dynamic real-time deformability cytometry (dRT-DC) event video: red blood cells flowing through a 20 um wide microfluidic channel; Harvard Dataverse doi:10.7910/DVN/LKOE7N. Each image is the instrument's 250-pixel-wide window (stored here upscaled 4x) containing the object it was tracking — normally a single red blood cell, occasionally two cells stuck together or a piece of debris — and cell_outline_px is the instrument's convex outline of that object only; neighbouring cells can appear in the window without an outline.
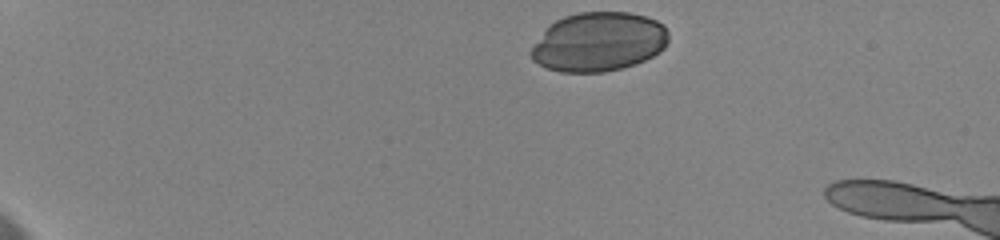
{"species": "human", "species_latin": "Homo sapiens", "temperature_condition": "cold", "stored_images_in_passage": 21, "camera_frame_rate_fps": 3000, "um_per_image_px": 0.085, "donor": {"sex": "female"}, "frame": {"image": 1, "passage_image": 1, "time_ms": 0.0, "image_size_px": [1000, 240], "cell_outline_px": [[668, 40], [664, 48], [660, 52], [636, 64], [604, 72], [560, 72], [548, 68], [532, 60], [532, 48], [548, 24], [564, 16], [580, 12], [628, 12], [644, 16], [656, 20], [664, 24], [668, 32]], "centroid_in_image_um": [50.9, 3.55], "position_along_channel_um": 34.1, "area_um2": 47.34}}
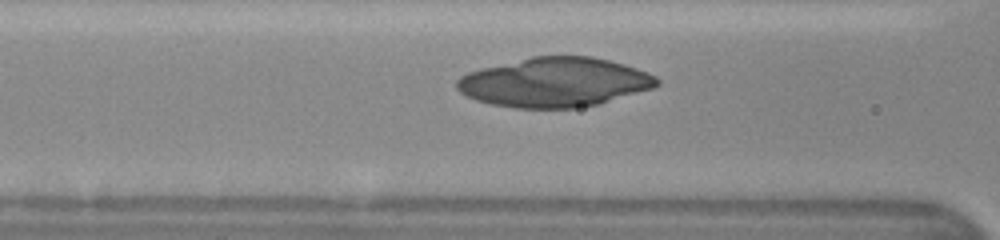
{"frame": {"image": 2, "passage_image": 15, "time_ms": 5.0, "image_size_px": [1000, 240], "cell_outline_px": [[660, 84], [652, 88], [600, 104], [572, 108], [516, 108], [492, 104], [476, 100], [460, 92], [456, 88], [456, 80], [460, 76], [468, 72], [480, 68], [532, 56], [592, 56], [624, 64], [648, 72], [656, 76], [660, 80]], "centroid_in_image_um": [47.14, 6.99], "position_along_channel_um": 119.5, "area_um2": 57.68}}
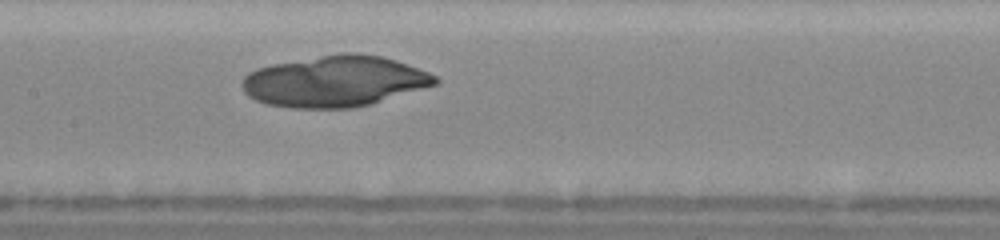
{"frame": {"image": 3, "passage_image": 21, "time_ms": 6.667, "image_size_px": [1000, 240], "cell_outline_px": [[440, 80], [436, 84], [368, 104], [352, 108], [292, 108], [268, 104], [256, 100], [248, 96], [244, 92], [240, 84], [244, 76], [248, 72], [256, 68], [272, 64], [340, 52], [352, 52], [384, 56], [396, 60], [428, 72], [436, 76]], "centroid_in_image_um": [28.4, 6.89], "position_along_channel_um": 179.0, "area_um2": 57.34}}